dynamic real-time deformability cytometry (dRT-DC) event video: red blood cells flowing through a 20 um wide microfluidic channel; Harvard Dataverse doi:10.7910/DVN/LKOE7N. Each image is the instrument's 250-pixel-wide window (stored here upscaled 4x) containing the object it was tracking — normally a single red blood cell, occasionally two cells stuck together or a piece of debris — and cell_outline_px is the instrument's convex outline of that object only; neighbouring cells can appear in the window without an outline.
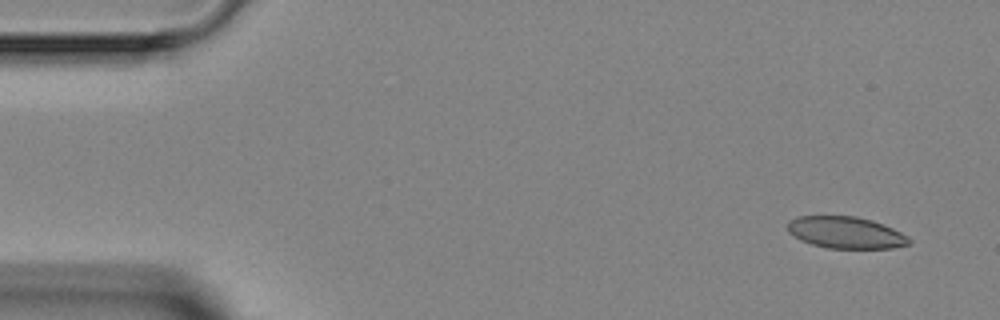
{"species": "Egyptian fruit bat (a non-hibernating species)", "species_latin": "Rousettus aegyptiacus", "temperature_condition": "room temperature", "stored_images_in_passage": 3, "camera_frame_rate_fps": 3000, "um_per_image_px": 0.085, "animal": {"sex": "female"}, "frame": {"image": 1, "passage_image": 1, "time_ms": 0.0, "image_size_px": [1000, 320], "cell_outline_px": [[912, 244], [892, 248], [828, 248], [812, 244], [800, 240], [788, 232], [788, 220], [796, 216], [856, 216], [872, 220], [892, 228], [908, 236], [912, 240]], "centroid_in_image_um": [71.9, 19.76], "position_along_channel_um": 13.1, "area_um2": 22.6}}